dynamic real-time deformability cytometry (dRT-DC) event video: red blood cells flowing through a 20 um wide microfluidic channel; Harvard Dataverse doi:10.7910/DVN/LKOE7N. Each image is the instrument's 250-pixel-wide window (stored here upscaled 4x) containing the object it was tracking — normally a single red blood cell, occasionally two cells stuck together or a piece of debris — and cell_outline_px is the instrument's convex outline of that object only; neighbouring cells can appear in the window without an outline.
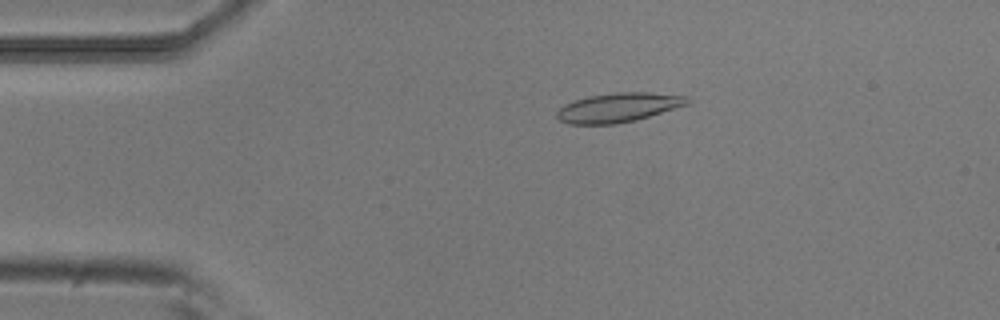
{"species": "common noctule bat (a hibernating species)", "species_latin": "Nyctalus noctula", "temperature_condition": "room temperature", "stored_images_in_passage": 52, "camera_frame_rate_fps": 3000, "um_per_image_px": 0.085, "animal": {"sex": "male", "body_mass_g": 20.5, "forearm_length_mm": 52.5}, "frame": {"image": 1, "passage_image": 10, "time_ms": 3.0, "image_size_px": [1000, 320], "cell_outline_px": [[692, 100], [688, 104], [636, 120], [616, 124], [568, 124], [560, 120], [556, 116], [556, 112], [564, 104], [588, 96], [612, 92], [648, 92], [688, 96]], "centroid_in_image_um": [52.57, 9.13], "position_along_channel_um": 32.4, "area_um2": 22.31}}
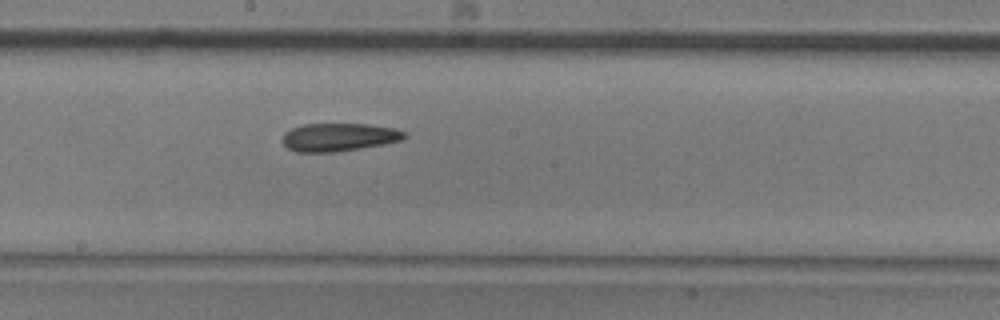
{"frame": {"image": 2, "passage_image": 28, "time_ms": 9.0, "image_size_px": [1000, 320], "cell_outline_px": [[408, 136], [400, 140], [384, 144], [336, 152], [296, 152], [288, 148], [284, 144], [284, 132], [292, 128], [304, 124], [368, 124], [396, 128], [408, 132]], "centroid_in_image_um": [28.85, 11.65], "position_along_channel_um": 219.3, "area_um2": 20.0}}
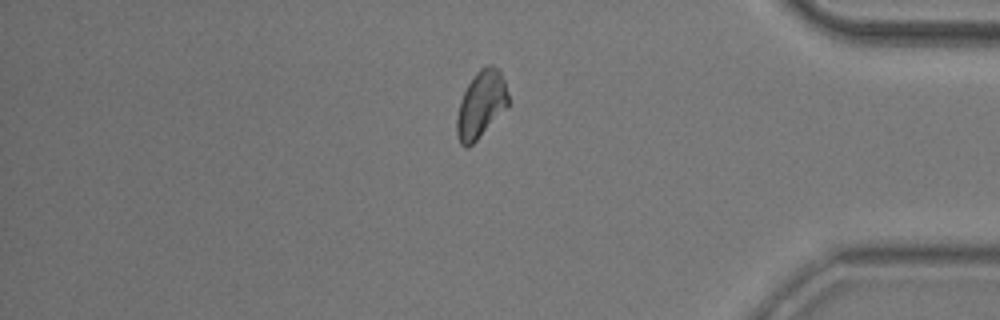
{"frame": {"image": 3, "passage_image": 44, "time_ms": 14.333, "image_size_px": [1000, 320], "cell_outline_px": [[508, 108], [468, 148], [464, 148], [460, 144], [456, 132], [456, 120], [460, 100], [468, 84], [476, 72], [480, 68], [488, 64], [492, 64], [500, 72], [504, 80], [508, 92]], "centroid_in_image_um": [40.89, 8.89], "position_along_channel_um": 394.3, "area_um2": 20.17}, "authors_computed_cell_mechanics": {"area_um2": 20.3745, "velocity_mm_per_s": 3.815, "shape_relaxation_time_tau1_ms": 7.1898, "shape_relaxation_time_tau2_ms": null, "deformation_change_tau1": 0.1581, "deformation_change_tau2": null}}